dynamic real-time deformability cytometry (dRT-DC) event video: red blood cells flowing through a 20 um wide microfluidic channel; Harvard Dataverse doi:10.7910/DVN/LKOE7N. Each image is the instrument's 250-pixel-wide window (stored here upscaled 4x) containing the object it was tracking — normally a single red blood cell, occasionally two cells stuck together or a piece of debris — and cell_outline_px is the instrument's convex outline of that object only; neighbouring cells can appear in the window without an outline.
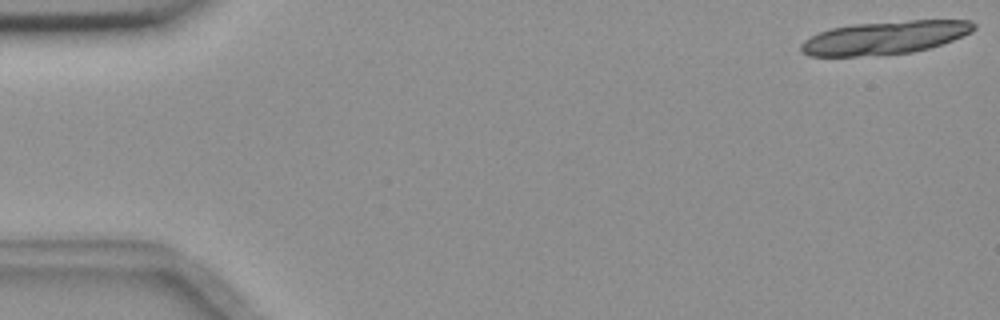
{"species": "common noctule bat (a hibernating species)", "species_latin": "Nyctalus noctula", "temperature_condition": "room temperature", "stored_images_in_passage": 19, "camera_frame_rate_fps": 3000, "um_per_image_px": 0.085, "animal": {"sex": "female", "body_mass_g": 18.4}, "frame": {"image": 1, "passage_image": 1, "time_ms": 0.0, "image_size_px": [1000, 320], "cell_outline_px": [[976, 28], [972, 32], [952, 40], [928, 48], [912, 52], [856, 56], [808, 56], [800, 52], [800, 44], [804, 40], [820, 32], [832, 28], [852, 24], [908, 20], [972, 20], [976, 24]], "centroid_in_image_um": [75.2, 3.19], "position_along_channel_um": 9.8, "area_um2": 33.35}}